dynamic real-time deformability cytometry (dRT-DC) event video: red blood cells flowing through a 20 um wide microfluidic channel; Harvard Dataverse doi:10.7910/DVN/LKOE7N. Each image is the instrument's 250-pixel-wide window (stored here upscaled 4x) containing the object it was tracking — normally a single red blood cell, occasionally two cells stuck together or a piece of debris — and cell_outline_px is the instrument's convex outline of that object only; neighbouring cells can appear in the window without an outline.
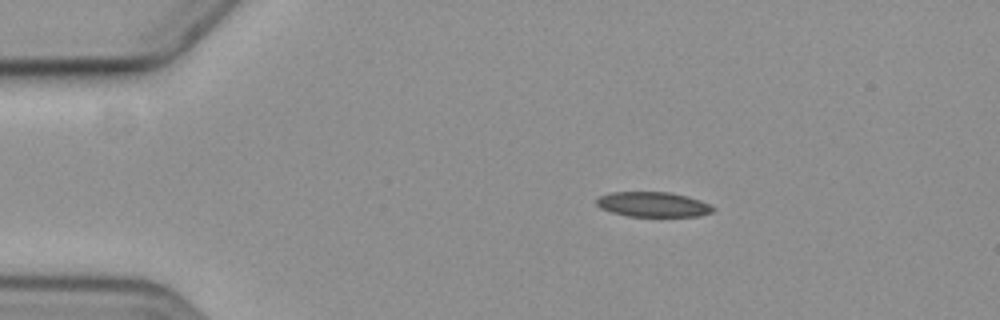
{"species": "common noctule bat (a hibernating species)", "species_latin": "Nyctalus noctula", "temperature_condition": "cold", "stored_images_in_passage": 4, "segment_of_instrument_passage": [1, 2], "camera_frame_rate_fps": 3000, "um_per_image_px": 0.085, "animal": {"sex": "female", "body_mass_g": 19.3, "forearm_length_mm": 54.1}, "frame": {"image": 1, "passage_image": 1, "time_ms": 0.0, "image_size_px": [1000, 320], "cell_outline_px": [[716, 208], [712, 212], [700, 216], [628, 216], [612, 212], [600, 208], [596, 204], [596, 200], [600, 196], [612, 192], [668, 192], [688, 196], [700, 200]], "centroid_in_image_um": [55.51, 17.37], "position_along_channel_um": 29.5, "area_um2": 16.88}}